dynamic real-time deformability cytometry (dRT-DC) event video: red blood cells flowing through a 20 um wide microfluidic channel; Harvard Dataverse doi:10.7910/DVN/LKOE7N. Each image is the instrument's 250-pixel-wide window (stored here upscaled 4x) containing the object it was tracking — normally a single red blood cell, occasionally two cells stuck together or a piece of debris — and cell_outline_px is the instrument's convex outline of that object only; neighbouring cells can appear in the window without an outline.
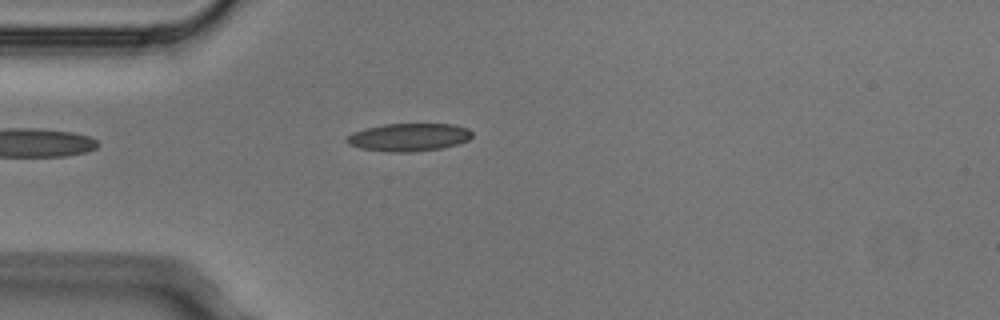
{"species": "Egyptian fruit bat (a non-hibernating species)", "species_latin": "Rousettus aegyptiacus", "temperature_condition": "cold", "stored_images_in_passage": 4, "camera_frame_rate_fps": 3000, "um_per_image_px": 0.085, "animal": {"sex": "male"}, "frame": {"image": 1, "passage_image": 4, "time_ms": 1.0, "image_size_px": [1000, 320], "cell_outline_px": [[472, 136], [468, 140], [456, 144], [440, 148], [412, 152], [388, 152], [360, 148], [348, 144], [344, 140], [352, 132], [364, 128], [384, 124], [452, 124], [468, 128], [472, 132]], "centroid_in_image_um": [34.71, 11.66], "position_along_channel_um": 50.3, "area_um2": 20.4}}